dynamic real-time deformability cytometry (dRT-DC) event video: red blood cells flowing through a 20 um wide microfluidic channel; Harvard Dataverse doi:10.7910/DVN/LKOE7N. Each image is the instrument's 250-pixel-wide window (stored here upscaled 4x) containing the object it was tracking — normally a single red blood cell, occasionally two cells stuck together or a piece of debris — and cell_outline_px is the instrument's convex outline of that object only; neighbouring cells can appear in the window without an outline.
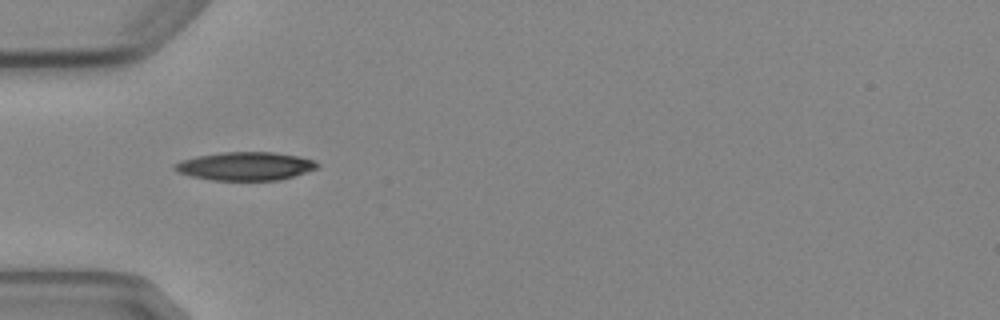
{"species": "Egyptian fruit bat (a non-hibernating species)", "species_latin": "Rousettus aegyptiacus", "temperature_condition": "cold", "stored_images_in_passage": 9, "camera_frame_rate_fps": 3000, "um_per_image_px": 0.085, "animal": {"sex": "female"}, "frame": {"image": 1, "passage_image": 6, "time_ms": 6.667, "image_size_px": [1000, 320], "cell_outline_px": [[320, 168], [280, 180], [212, 180], [188, 176], [176, 172], [172, 168], [172, 164], [180, 160], [196, 156], [224, 152], [272, 152], [300, 156], [312, 160], [320, 164]], "centroid_in_image_um": [20.82, 14.12], "position_along_channel_um": 64.2, "area_um2": 23.87}}
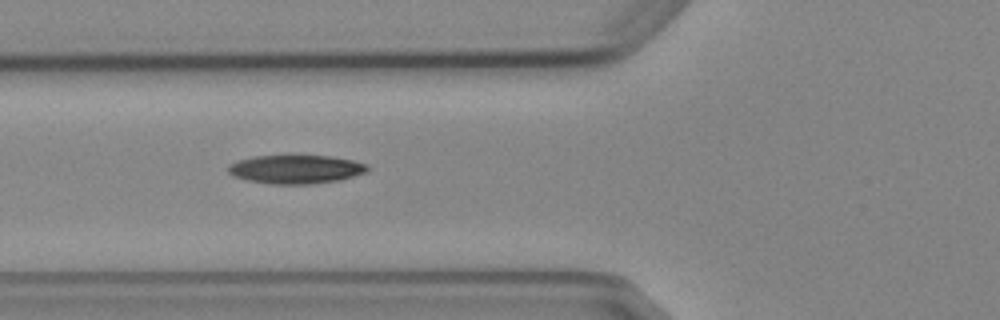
{"frame": {"image": 2, "passage_image": 7, "time_ms": 7.667, "image_size_px": [1000, 320], "cell_outline_px": [[368, 172], [340, 180], [312, 184], [272, 184], [248, 180], [236, 176], [228, 172], [228, 164], [252, 156], [332, 156], [352, 160], [368, 164]], "centroid_in_image_um": [25.18, 14.39], "position_along_channel_um": 100.6, "area_um2": 23.18}}